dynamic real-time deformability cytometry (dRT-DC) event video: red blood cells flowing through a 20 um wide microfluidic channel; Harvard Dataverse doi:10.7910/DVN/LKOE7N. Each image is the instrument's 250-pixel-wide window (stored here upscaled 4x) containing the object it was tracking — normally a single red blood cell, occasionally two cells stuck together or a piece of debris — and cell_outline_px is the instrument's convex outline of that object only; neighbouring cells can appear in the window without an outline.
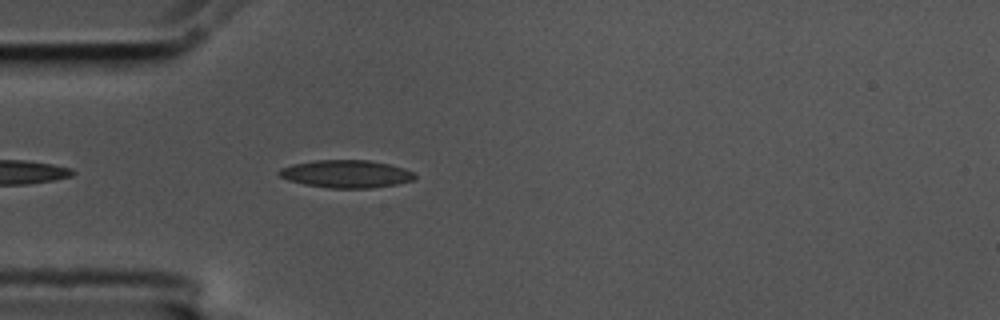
{"species": "common noctule bat (a hibernating species)", "species_latin": "Nyctalus noctula", "temperature_condition": "cold", "stored_images_in_passage": 14, "camera_frame_rate_fps": 3000, "um_per_image_px": 0.085, "animal": {"sex": "male", "body_mass_g": 17.5, "forearm_length_mm": 52.3}, "frame": {"image": 1, "passage_image": 3, "time_ms": 0.667, "image_size_px": [1000, 320], "cell_outline_px": [[416, 180], [396, 184], [372, 188], [328, 188], [304, 184], [288, 180], [280, 176], [276, 172], [280, 168], [292, 164], [316, 160], [368, 160], [388, 164], [404, 168], [416, 172]], "centroid_in_image_um": [29.44, 14.78], "position_along_channel_um": 55.6, "area_um2": 22.08}}